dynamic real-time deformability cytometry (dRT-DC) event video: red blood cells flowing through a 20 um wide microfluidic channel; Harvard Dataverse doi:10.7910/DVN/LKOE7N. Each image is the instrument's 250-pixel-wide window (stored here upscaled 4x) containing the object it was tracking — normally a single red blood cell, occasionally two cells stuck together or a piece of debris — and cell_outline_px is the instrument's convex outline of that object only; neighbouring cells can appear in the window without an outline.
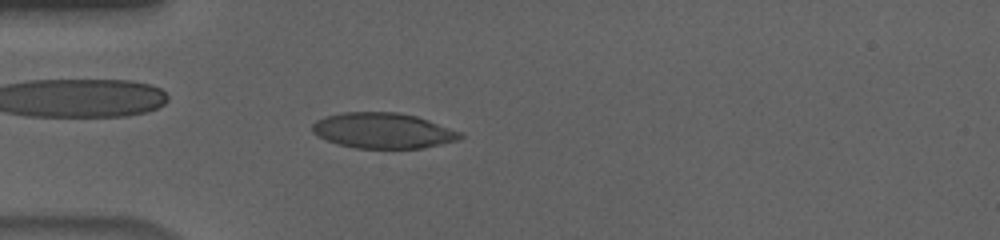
{"species": "human", "species_latin": "Homo sapiens", "temperature_condition": "cold", "stored_images_in_passage": 57, "camera_frame_rate_fps": 3000, "um_per_image_px": 0.085, "donor": {"sex": "male"}, "frame": {"image": 1, "passage_image": 17, "time_ms": 5.333, "image_size_px": [1000, 240], "cell_outline_px": [[464, 136], [460, 140], [424, 148], [356, 148], [336, 144], [312, 132], [312, 124], [316, 120], [324, 116], [340, 112], [396, 112], [416, 116], [428, 120], [460, 132]], "centroid_in_image_um": [32.54, 11.1], "position_along_channel_um": 52.5, "area_um2": 30.63}}
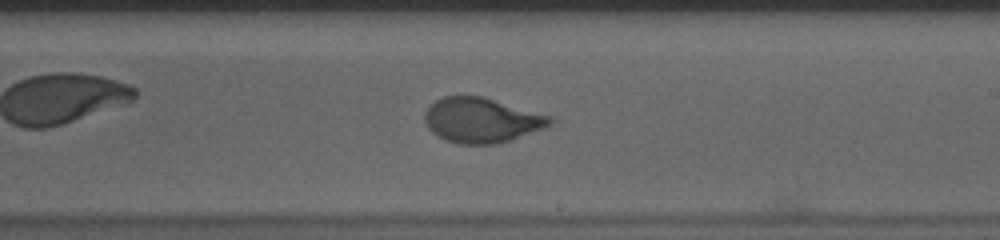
{"frame": {"image": 2, "passage_image": 34, "time_ms": 11.0, "image_size_px": [1000, 240], "cell_outline_px": [[556, 120], [552, 124], [544, 128], [512, 140], [496, 144], [460, 144], [444, 140], [432, 132], [424, 124], [424, 112], [436, 100], [444, 96], [484, 96], [552, 116]], "centroid_in_image_um": [40.95, 10.22], "position_along_channel_um": 248.0, "area_um2": 33.18}}
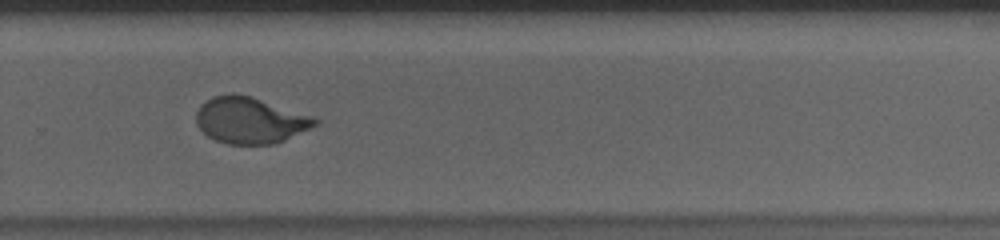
{"frame": {"image": 3, "passage_image": 39, "time_ms": 12.667, "image_size_px": [1000, 240], "cell_outline_px": [[320, 124], [312, 128], [276, 144], [228, 144], [216, 140], [208, 136], [196, 124], [196, 112], [200, 104], [204, 100], [212, 96], [232, 92], [252, 96], [316, 116], [320, 120]], "centroid_in_image_um": [21.3, 10.2], "position_along_channel_um": 308.5, "area_um2": 32.83}, "authors_computed_cell_mechanics": {"area_um2": 31.79, "velocity_mm_per_s": 3.6356, "shape_relaxation_time_tau1_ms": 4.2236, "shape_relaxation_time_tau2_ms": null, "deformation_change_tau1": 0.1815, "deformation_change_tau2": null}}